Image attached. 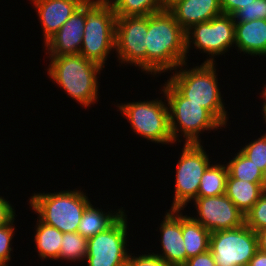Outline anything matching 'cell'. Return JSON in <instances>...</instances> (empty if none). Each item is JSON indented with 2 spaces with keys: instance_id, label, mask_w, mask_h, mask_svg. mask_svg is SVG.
I'll use <instances>...</instances> for the list:
<instances>
[{
  "instance_id": "23",
  "label": "cell",
  "mask_w": 266,
  "mask_h": 266,
  "mask_svg": "<svg viewBox=\"0 0 266 266\" xmlns=\"http://www.w3.org/2000/svg\"><path fill=\"white\" fill-rule=\"evenodd\" d=\"M227 177L228 169L226 164H210L201 177L197 197L225 194Z\"/></svg>"
},
{
  "instance_id": "1",
  "label": "cell",
  "mask_w": 266,
  "mask_h": 266,
  "mask_svg": "<svg viewBox=\"0 0 266 266\" xmlns=\"http://www.w3.org/2000/svg\"><path fill=\"white\" fill-rule=\"evenodd\" d=\"M185 31L168 11L148 16L146 36V74L177 69L187 61Z\"/></svg>"
},
{
  "instance_id": "25",
  "label": "cell",
  "mask_w": 266,
  "mask_h": 266,
  "mask_svg": "<svg viewBox=\"0 0 266 266\" xmlns=\"http://www.w3.org/2000/svg\"><path fill=\"white\" fill-rule=\"evenodd\" d=\"M228 174L235 179L248 181L250 183H263L265 173L256 166L240 150L232 160L226 164Z\"/></svg>"
},
{
  "instance_id": "27",
  "label": "cell",
  "mask_w": 266,
  "mask_h": 266,
  "mask_svg": "<svg viewBox=\"0 0 266 266\" xmlns=\"http://www.w3.org/2000/svg\"><path fill=\"white\" fill-rule=\"evenodd\" d=\"M240 151L266 173V133L246 144Z\"/></svg>"
},
{
  "instance_id": "2",
  "label": "cell",
  "mask_w": 266,
  "mask_h": 266,
  "mask_svg": "<svg viewBox=\"0 0 266 266\" xmlns=\"http://www.w3.org/2000/svg\"><path fill=\"white\" fill-rule=\"evenodd\" d=\"M47 74L82 107L98 102V74L104 69L81 54L49 56Z\"/></svg>"
},
{
  "instance_id": "36",
  "label": "cell",
  "mask_w": 266,
  "mask_h": 266,
  "mask_svg": "<svg viewBox=\"0 0 266 266\" xmlns=\"http://www.w3.org/2000/svg\"><path fill=\"white\" fill-rule=\"evenodd\" d=\"M257 236L258 250L266 253V228L255 232Z\"/></svg>"
},
{
  "instance_id": "40",
  "label": "cell",
  "mask_w": 266,
  "mask_h": 266,
  "mask_svg": "<svg viewBox=\"0 0 266 266\" xmlns=\"http://www.w3.org/2000/svg\"><path fill=\"white\" fill-rule=\"evenodd\" d=\"M262 189H263V193L266 194V173L264 175V181H263Z\"/></svg>"
},
{
  "instance_id": "18",
  "label": "cell",
  "mask_w": 266,
  "mask_h": 266,
  "mask_svg": "<svg viewBox=\"0 0 266 266\" xmlns=\"http://www.w3.org/2000/svg\"><path fill=\"white\" fill-rule=\"evenodd\" d=\"M235 47L240 53L266 56V20L235 22Z\"/></svg>"
},
{
  "instance_id": "6",
  "label": "cell",
  "mask_w": 266,
  "mask_h": 266,
  "mask_svg": "<svg viewBox=\"0 0 266 266\" xmlns=\"http://www.w3.org/2000/svg\"><path fill=\"white\" fill-rule=\"evenodd\" d=\"M116 18L111 4L86 1V21L79 54L103 68L110 52L115 50Z\"/></svg>"
},
{
  "instance_id": "37",
  "label": "cell",
  "mask_w": 266,
  "mask_h": 266,
  "mask_svg": "<svg viewBox=\"0 0 266 266\" xmlns=\"http://www.w3.org/2000/svg\"><path fill=\"white\" fill-rule=\"evenodd\" d=\"M265 87L263 88L264 90L261 92V96L263 97V105H262V112L261 114H263V118L265 120V124H266V85H264Z\"/></svg>"
},
{
  "instance_id": "38",
  "label": "cell",
  "mask_w": 266,
  "mask_h": 266,
  "mask_svg": "<svg viewBox=\"0 0 266 266\" xmlns=\"http://www.w3.org/2000/svg\"><path fill=\"white\" fill-rule=\"evenodd\" d=\"M182 0H163V9L169 10L173 5L180 2Z\"/></svg>"
},
{
  "instance_id": "39",
  "label": "cell",
  "mask_w": 266,
  "mask_h": 266,
  "mask_svg": "<svg viewBox=\"0 0 266 266\" xmlns=\"http://www.w3.org/2000/svg\"><path fill=\"white\" fill-rule=\"evenodd\" d=\"M100 4H111L114 0H91Z\"/></svg>"
},
{
  "instance_id": "35",
  "label": "cell",
  "mask_w": 266,
  "mask_h": 266,
  "mask_svg": "<svg viewBox=\"0 0 266 266\" xmlns=\"http://www.w3.org/2000/svg\"><path fill=\"white\" fill-rule=\"evenodd\" d=\"M248 266H266V253L257 250Z\"/></svg>"
},
{
  "instance_id": "30",
  "label": "cell",
  "mask_w": 266,
  "mask_h": 266,
  "mask_svg": "<svg viewBox=\"0 0 266 266\" xmlns=\"http://www.w3.org/2000/svg\"><path fill=\"white\" fill-rule=\"evenodd\" d=\"M14 220L15 218L9 224L0 227V266H8L11 260V242L15 234Z\"/></svg>"
},
{
  "instance_id": "32",
  "label": "cell",
  "mask_w": 266,
  "mask_h": 266,
  "mask_svg": "<svg viewBox=\"0 0 266 266\" xmlns=\"http://www.w3.org/2000/svg\"><path fill=\"white\" fill-rule=\"evenodd\" d=\"M15 210L13 205L0 196V227L9 224L15 218Z\"/></svg>"
},
{
  "instance_id": "31",
  "label": "cell",
  "mask_w": 266,
  "mask_h": 266,
  "mask_svg": "<svg viewBox=\"0 0 266 266\" xmlns=\"http://www.w3.org/2000/svg\"><path fill=\"white\" fill-rule=\"evenodd\" d=\"M129 254L126 266H170L161 257L155 255L153 252L148 254H142L135 257V255Z\"/></svg>"
},
{
  "instance_id": "17",
  "label": "cell",
  "mask_w": 266,
  "mask_h": 266,
  "mask_svg": "<svg viewBox=\"0 0 266 266\" xmlns=\"http://www.w3.org/2000/svg\"><path fill=\"white\" fill-rule=\"evenodd\" d=\"M186 32L193 25L222 14L220 0H182L168 10Z\"/></svg>"
},
{
  "instance_id": "4",
  "label": "cell",
  "mask_w": 266,
  "mask_h": 266,
  "mask_svg": "<svg viewBox=\"0 0 266 266\" xmlns=\"http://www.w3.org/2000/svg\"><path fill=\"white\" fill-rule=\"evenodd\" d=\"M162 88L169 108V128L174 143L181 142L178 133L183 135L185 143H201V132L224 127L209 110L189 102L168 81Z\"/></svg>"
},
{
  "instance_id": "22",
  "label": "cell",
  "mask_w": 266,
  "mask_h": 266,
  "mask_svg": "<svg viewBox=\"0 0 266 266\" xmlns=\"http://www.w3.org/2000/svg\"><path fill=\"white\" fill-rule=\"evenodd\" d=\"M35 227V247L41 260L50 258L53 261H58L63 233L55 227L44 224L39 219Z\"/></svg>"
},
{
  "instance_id": "11",
  "label": "cell",
  "mask_w": 266,
  "mask_h": 266,
  "mask_svg": "<svg viewBox=\"0 0 266 266\" xmlns=\"http://www.w3.org/2000/svg\"><path fill=\"white\" fill-rule=\"evenodd\" d=\"M124 213L106 231L88 239L87 266H126L129 254L127 245L128 219Z\"/></svg>"
},
{
  "instance_id": "19",
  "label": "cell",
  "mask_w": 266,
  "mask_h": 266,
  "mask_svg": "<svg viewBox=\"0 0 266 266\" xmlns=\"http://www.w3.org/2000/svg\"><path fill=\"white\" fill-rule=\"evenodd\" d=\"M102 210L94 207L90 202L82 214L78 233L89 239L100 232L106 231L125 213L123 207L117 211L105 212Z\"/></svg>"
},
{
  "instance_id": "10",
  "label": "cell",
  "mask_w": 266,
  "mask_h": 266,
  "mask_svg": "<svg viewBox=\"0 0 266 266\" xmlns=\"http://www.w3.org/2000/svg\"><path fill=\"white\" fill-rule=\"evenodd\" d=\"M209 250L217 266H248L258 250L256 233L246 224L210 234Z\"/></svg>"
},
{
  "instance_id": "13",
  "label": "cell",
  "mask_w": 266,
  "mask_h": 266,
  "mask_svg": "<svg viewBox=\"0 0 266 266\" xmlns=\"http://www.w3.org/2000/svg\"><path fill=\"white\" fill-rule=\"evenodd\" d=\"M193 202L198 215L192 218L211 233L235 229L245 224V215L225 194L197 197Z\"/></svg>"
},
{
  "instance_id": "3",
  "label": "cell",
  "mask_w": 266,
  "mask_h": 266,
  "mask_svg": "<svg viewBox=\"0 0 266 266\" xmlns=\"http://www.w3.org/2000/svg\"><path fill=\"white\" fill-rule=\"evenodd\" d=\"M216 63H202L193 68H185L182 63L173 76L167 80L189 102L200 104L209 110L224 126L227 124V111L221 97L216 73ZM183 66H185L183 68Z\"/></svg>"
},
{
  "instance_id": "16",
  "label": "cell",
  "mask_w": 266,
  "mask_h": 266,
  "mask_svg": "<svg viewBox=\"0 0 266 266\" xmlns=\"http://www.w3.org/2000/svg\"><path fill=\"white\" fill-rule=\"evenodd\" d=\"M41 22L44 44L87 0H31Z\"/></svg>"
},
{
  "instance_id": "29",
  "label": "cell",
  "mask_w": 266,
  "mask_h": 266,
  "mask_svg": "<svg viewBox=\"0 0 266 266\" xmlns=\"http://www.w3.org/2000/svg\"><path fill=\"white\" fill-rule=\"evenodd\" d=\"M232 16L235 22L266 20V0H254L249 5L242 6Z\"/></svg>"
},
{
  "instance_id": "14",
  "label": "cell",
  "mask_w": 266,
  "mask_h": 266,
  "mask_svg": "<svg viewBox=\"0 0 266 266\" xmlns=\"http://www.w3.org/2000/svg\"><path fill=\"white\" fill-rule=\"evenodd\" d=\"M86 21V2L78 8L62 27L44 44L48 56L80 53Z\"/></svg>"
},
{
  "instance_id": "24",
  "label": "cell",
  "mask_w": 266,
  "mask_h": 266,
  "mask_svg": "<svg viewBox=\"0 0 266 266\" xmlns=\"http://www.w3.org/2000/svg\"><path fill=\"white\" fill-rule=\"evenodd\" d=\"M116 17L149 16L163 11V0H114L111 3Z\"/></svg>"
},
{
  "instance_id": "26",
  "label": "cell",
  "mask_w": 266,
  "mask_h": 266,
  "mask_svg": "<svg viewBox=\"0 0 266 266\" xmlns=\"http://www.w3.org/2000/svg\"><path fill=\"white\" fill-rule=\"evenodd\" d=\"M87 242L88 239L78 232L63 233L59 259L73 262L84 261L87 256Z\"/></svg>"
},
{
  "instance_id": "9",
  "label": "cell",
  "mask_w": 266,
  "mask_h": 266,
  "mask_svg": "<svg viewBox=\"0 0 266 266\" xmlns=\"http://www.w3.org/2000/svg\"><path fill=\"white\" fill-rule=\"evenodd\" d=\"M186 53L192 45L209 55L204 63H214L215 56L228 52L235 44V21L232 15L220 14L208 22L193 25L185 32ZM211 55V56H210Z\"/></svg>"
},
{
  "instance_id": "8",
  "label": "cell",
  "mask_w": 266,
  "mask_h": 266,
  "mask_svg": "<svg viewBox=\"0 0 266 266\" xmlns=\"http://www.w3.org/2000/svg\"><path fill=\"white\" fill-rule=\"evenodd\" d=\"M181 150L171 207L178 210H184L187 203L197 198L201 177L211 163L201 143H184Z\"/></svg>"
},
{
  "instance_id": "12",
  "label": "cell",
  "mask_w": 266,
  "mask_h": 266,
  "mask_svg": "<svg viewBox=\"0 0 266 266\" xmlns=\"http://www.w3.org/2000/svg\"><path fill=\"white\" fill-rule=\"evenodd\" d=\"M148 16L117 17L115 51L121 64L138 66L146 73Z\"/></svg>"
},
{
  "instance_id": "33",
  "label": "cell",
  "mask_w": 266,
  "mask_h": 266,
  "mask_svg": "<svg viewBox=\"0 0 266 266\" xmlns=\"http://www.w3.org/2000/svg\"><path fill=\"white\" fill-rule=\"evenodd\" d=\"M183 266H217L210 250L189 258Z\"/></svg>"
},
{
  "instance_id": "28",
  "label": "cell",
  "mask_w": 266,
  "mask_h": 266,
  "mask_svg": "<svg viewBox=\"0 0 266 266\" xmlns=\"http://www.w3.org/2000/svg\"><path fill=\"white\" fill-rule=\"evenodd\" d=\"M245 224L254 232L266 228V194L245 214Z\"/></svg>"
},
{
  "instance_id": "34",
  "label": "cell",
  "mask_w": 266,
  "mask_h": 266,
  "mask_svg": "<svg viewBox=\"0 0 266 266\" xmlns=\"http://www.w3.org/2000/svg\"><path fill=\"white\" fill-rule=\"evenodd\" d=\"M254 0H220V7L223 14L233 15L242 6L249 5Z\"/></svg>"
},
{
  "instance_id": "5",
  "label": "cell",
  "mask_w": 266,
  "mask_h": 266,
  "mask_svg": "<svg viewBox=\"0 0 266 266\" xmlns=\"http://www.w3.org/2000/svg\"><path fill=\"white\" fill-rule=\"evenodd\" d=\"M80 190H65L52 193H34L29 206L46 225L62 233L78 232L82 214L90 203L88 196Z\"/></svg>"
},
{
  "instance_id": "7",
  "label": "cell",
  "mask_w": 266,
  "mask_h": 266,
  "mask_svg": "<svg viewBox=\"0 0 266 266\" xmlns=\"http://www.w3.org/2000/svg\"><path fill=\"white\" fill-rule=\"evenodd\" d=\"M159 100H144L117 104L123 116L129 121L132 131L149 140L160 144H173L169 128L168 104Z\"/></svg>"
},
{
  "instance_id": "21",
  "label": "cell",
  "mask_w": 266,
  "mask_h": 266,
  "mask_svg": "<svg viewBox=\"0 0 266 266\" xmlns=\"http://www.w3.org/2000/svg\"><path fill=\"white\" fill-rule=\"evenodd\" d=\"M211 232L192 217L182 213V237L186 261L209 250Z\"/></svg>"
},
{
  "instance_id": "15",
  "label": "cell",
  "mask_w": 266,
  "mask_h": 266,
  "mask_svg": "<svg viewBox=\"0 0 266 266\" xmlns=\"http://www.w3.org/2000/svg\"><path fill=\"white\" fill-rule=\"evenodd\" d=\"M161 252L155 254L170 266H183L186 263V250L182 237V210L169 209L160 223Z\"/></svg>"
},
{
  "instance_id": "20",
  "label": "cell",
  "mask_w": 266,
  "mask_h": 266,
  "mask_svg": "<svg viewBox=\"0 0 266 266\" xmlns=\"http://www.w3.org/2000/svg\"><path fill=\"white\" fill-rule=\"evenodd\" d=\"M262 185L263 183L235 179L228 174L225 195L245 215L261 197Z\"/></svg>"
}]
</instances>
